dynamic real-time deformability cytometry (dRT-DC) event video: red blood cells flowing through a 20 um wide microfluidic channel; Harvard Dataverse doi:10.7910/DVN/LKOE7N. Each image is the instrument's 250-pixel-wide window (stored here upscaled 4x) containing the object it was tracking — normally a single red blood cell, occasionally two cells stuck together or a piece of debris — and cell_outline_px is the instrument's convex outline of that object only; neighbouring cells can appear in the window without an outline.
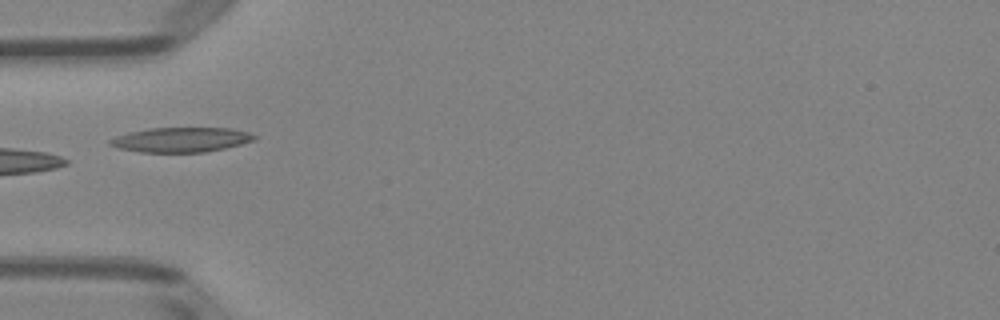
{"species": "Egyptian fruit bat (a non-hibernating species)", "species_latin": "Rousettus aegyptiacus", "temperature_condition": "room temperature", "stored_images_in_passage": 6, "camera_frame_rate_fps": 3000, "um_per_image_px": 0.085, "animal": {"sex": "female"}, "frame": {"image": 1, "passage_image": 5, "time_ms": 4.667, "image_size_px": [1000, 320], "cell_outline_px": [[256, 140], [224, 148], [204, 152], [140, 152], [116, 148], [108, 144], [108, 140], [116, 136], [132, 132], [152, 128], [232, 128], [248, 132], [256, 136]], "centroid_in_image_um": [15.38, 11.88], "position_along_channel_um": 69.6, "area_um2": 20.69}}
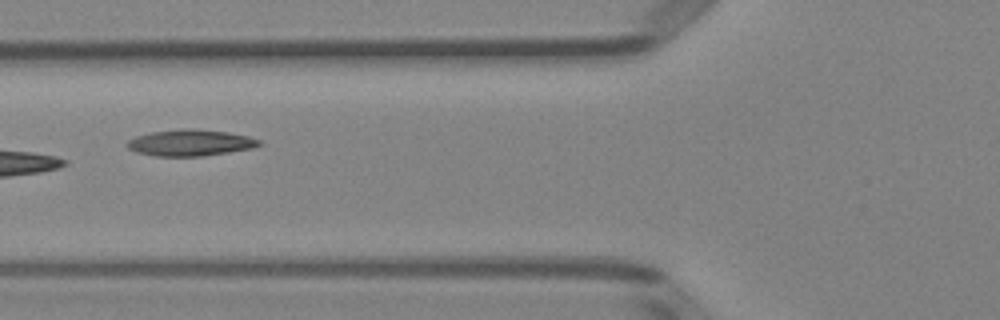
{"frame": {"image": 2, "passage_image": 6, "time_ms": 5.667, "image_size_px": [1000, 320], "cell_outline_px": [[264, 144], [252, 148], [228, 152], [200, 156], [156, 156], [136, 152], [128, 148], [124, 144], [128, 140], [136, 136], [152, 132], [180, 128], [188, 128], [228, 132], [248, 136], [260, 140]], "centroid_in_image_um": [16.16, 12.13], "position_along_channel_um": 109.6, "area_um2": 20.29}}